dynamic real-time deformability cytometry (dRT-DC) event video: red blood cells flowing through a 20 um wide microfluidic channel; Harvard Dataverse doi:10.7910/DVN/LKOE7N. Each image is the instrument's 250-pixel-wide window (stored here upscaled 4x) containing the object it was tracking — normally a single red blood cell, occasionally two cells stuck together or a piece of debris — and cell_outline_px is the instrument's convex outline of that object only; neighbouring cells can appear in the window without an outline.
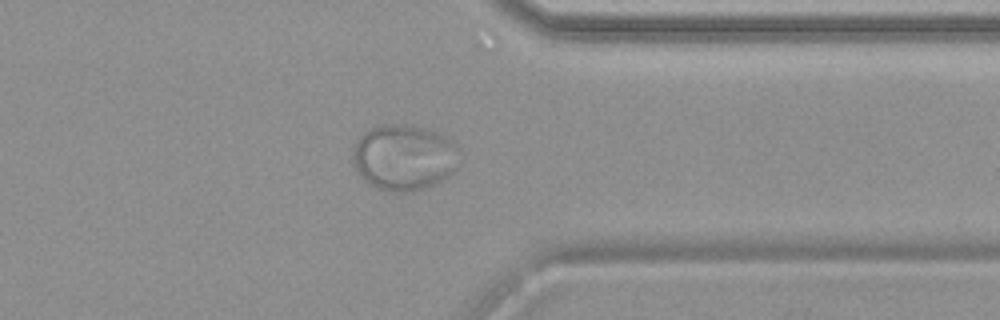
{"species": "common noctule bat (a hibernating species)", "species_latin": "Nyctalus noctula", "temperature_condition": "warm", "stored_images_in_passage": 50, "camera_frame_rate_fps": 3000, "um_per_image_px": 0.085, "animal": {"sex": "female", "body_mass_g": 19.9}, "frame": {"image": 1, "passage_image": 40, "time_ms": 13.0, "image_size_px": [1000, 320], "cell_outline_px": [[460, 148], [456, 168], [444, 180], [436, 184], [408, 192], [396, 192], [380, 188], [364, 180], [356, 172], [352, 160], [352, 148], [356, 140], [364, 132], [376, 124], [416, 124], [440, 132], [452, 140]], "centroid_in_image_um": [34.35, 13.33], "position_along_channel_um": 377.1, "area_um2": 41.79}}